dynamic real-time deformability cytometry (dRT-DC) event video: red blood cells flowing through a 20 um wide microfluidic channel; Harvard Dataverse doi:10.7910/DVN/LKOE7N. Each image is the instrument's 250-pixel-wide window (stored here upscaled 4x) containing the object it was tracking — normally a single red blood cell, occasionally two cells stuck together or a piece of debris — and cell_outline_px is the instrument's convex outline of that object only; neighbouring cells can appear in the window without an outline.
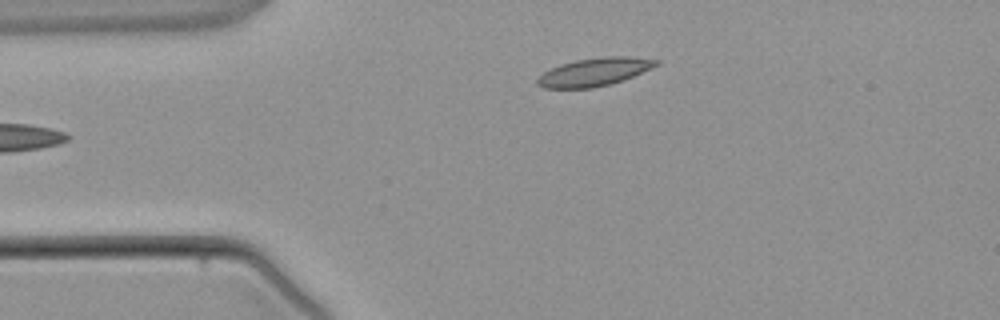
{"species": "common noctule bat (a hibernating species)", "species_latin": "Nyctalus noctula", "temperature_condition": "warm", "stored_images_in_passage": 2, "camera_frame_rate_fps": 3000, "um_per_image_px": 0.085, "animal": {"sex": "male", "body_mass_g": 21.5, "forearm_length_mm": 52.0}, "frame": {"image": 1, "passage_image": 1, "time_ms": 0.0, "image_size_px": [1000, 320], "cell_outline_px": [[660, 64], [652, 68], [624, 80], [612, 84], [592, 88], [544, 88], [536, 84], [536, 80], [544, 72], [560, 64], [576, 60], [600, 56], [628, 56], [660, 60]], "centroid_in_image_um": [50.55, 6.11], "position_along_channel_um": 34.4, "area_um2": 19.59}}
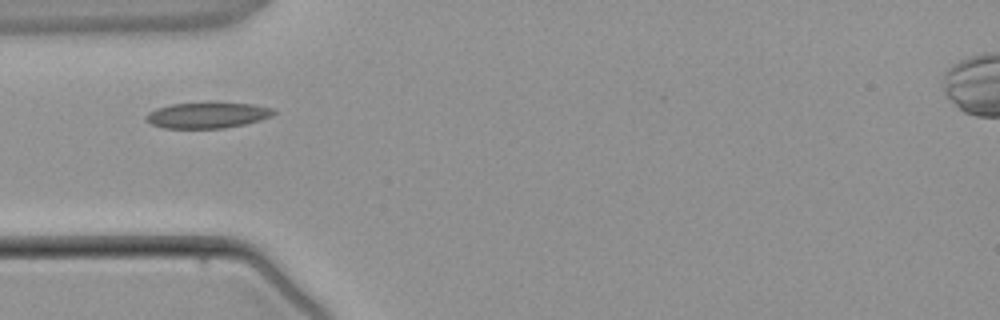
{"frame": {"image": 2, "passage_image": 2, "time_ms": 1.333, "image_size_px": [1000, 320], "cell_outline_px": [[276, 112], [272, 116], [260, 120], [244, 124], [224, 128], [164, 128], [152, 124], [144, 116], [148, 112], [156, 108], [172, 104], [252, 104], [272, 108]], "centroid_in_image_um": [17.62, 9.81], "position_along_channel_um": 67.4, "area_um2": 18.67}}